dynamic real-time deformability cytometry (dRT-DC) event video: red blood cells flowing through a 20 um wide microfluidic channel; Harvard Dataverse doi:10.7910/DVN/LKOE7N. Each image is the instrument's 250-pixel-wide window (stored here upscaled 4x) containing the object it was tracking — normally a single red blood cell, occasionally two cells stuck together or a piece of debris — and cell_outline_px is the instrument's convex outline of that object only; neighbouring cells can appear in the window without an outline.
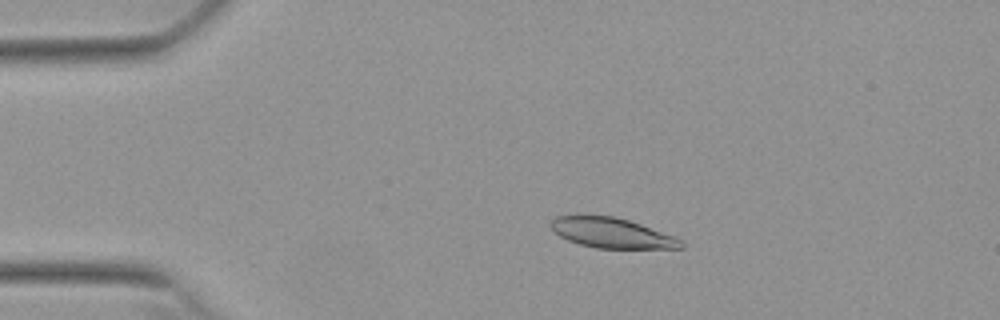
{"species": "Egyptian fruit bat (a non-hibernating species)", "species_latin": "Rousettus aegyptiacus", "temperature_condition": "warm", "stored_images_in_passage": 44, "camera_frame_rate_fps": 3000, "um_per_image_px": 0.085, "animal": {"sex": "female"}, "frame": {"image": 1, "passage_image": 1, "time_ms": 0.0, "image_size_px": [1000, 320], "cell_outline_px": [[684, 248], [596, 248], [580, 244], [568, 240], [560, 236], [548, 224], [556, 216], [616, 216], [676, 236], [684, 240]], "centroid_in_image_um": [52.05, 19.81], "position_along_channel_um": 32.9, "area_um2": 22.72}}
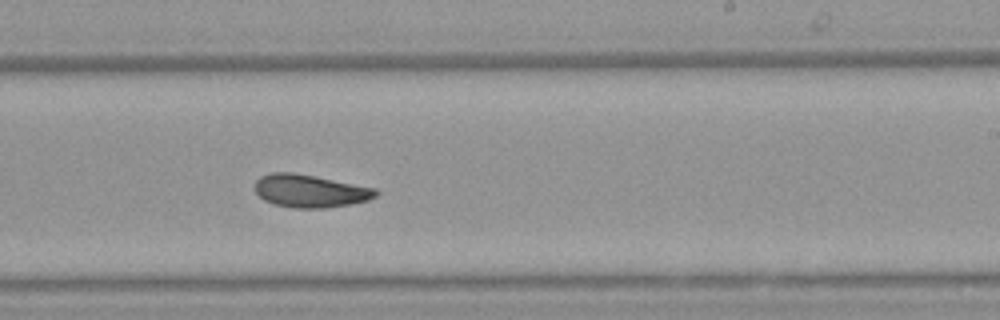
{"frame": {"image": 2, "passage_image": 23, "time_ms": 7.333, "image_size_px": [1000, 320], "cell_outline_px": [[380, 192], [376, 196], [368, 200], [352, 204], [324, 208], [292, 208], [276, 204], [264, 200], [256, 192], [256, 180], [260, 176], [272, 172], [292, 172], [316, 176], [376, 188]], "centroid_in_image_um": [26.38, 16.23], "position_along_channel_um": 262.6, "area_um2": 23.18}}
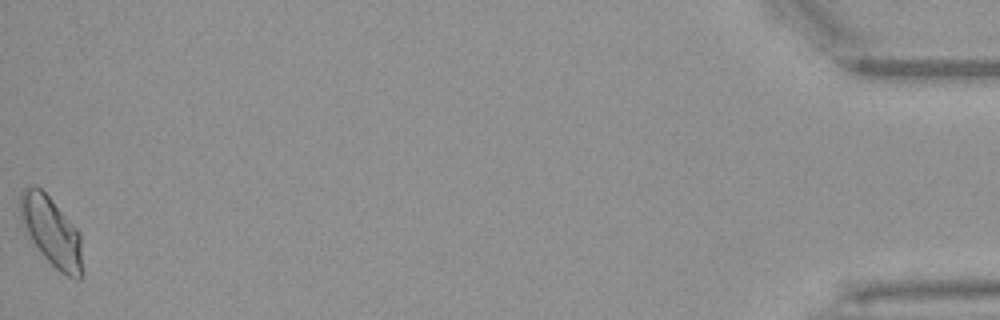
{"frame": {"image": 3, "passage_image": 44, "time_ms": 14.333, "image_size_px": [1000, 320], "cell_outline_px": [[80, 280], [76, 280], [60, 272], [44, 256], [24, 232], [20, 216], [20, 192], [24, 188], [40, 188], [52, 200], [80, 232]], "centroid_in_image_um": [4.33, 19.67], "position_along_channel_um": 430.9, "area_um2": 24.51}, "authors_computed_cell_mechanics": {"area_um2": 23.12, "velocity_mm_per_s": 3.8049, "shape_relaxation_time_tau1_ms": null, "shape_relaxation_time_tau2_ms": 3.4411, "deformation_change_tau1": null, "deformation_change_tau2": 0.0847}}